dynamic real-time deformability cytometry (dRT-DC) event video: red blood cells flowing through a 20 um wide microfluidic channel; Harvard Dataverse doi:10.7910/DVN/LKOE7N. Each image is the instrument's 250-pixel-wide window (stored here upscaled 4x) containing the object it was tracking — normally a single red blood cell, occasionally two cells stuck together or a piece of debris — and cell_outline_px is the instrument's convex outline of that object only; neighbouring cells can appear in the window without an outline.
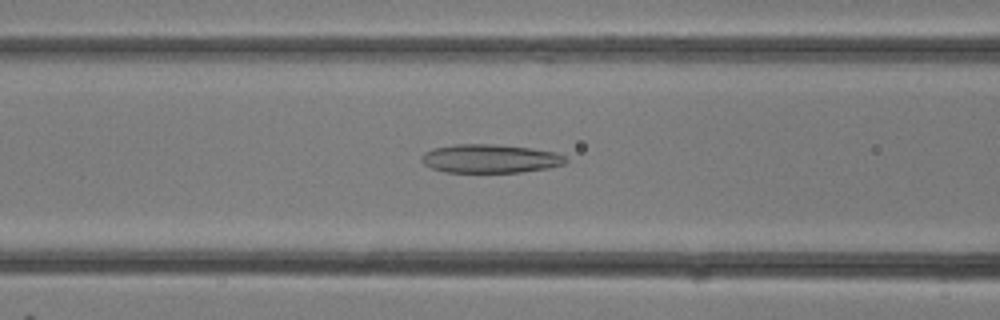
{"species": "common noctule bat (a hibernating species)", "species_latin": "Nyctalus noctula", "temperature_condition": "room temperature", "stored_images_in_passage": 32, "camera_frame_rate_fps": 3000, "um_per_image_px": 0.085, "animal": {"sex": "female"}, "frame": {"image": 1, "passage_image": 13, "time_ms": 4.0, "image_size_px": [1000, 320], "cell_outline_px": [[568, 160], [564, 164], [548, 168], [520, 172], [444, 172], [432, 168], [424, 164], [420, 160], [420, 156], [424, 152], [432, 148], [456, 144], [492, 144], [532, 148], [556, 152], [564, 156]], "centroid_in_image_um": [41.63, 13.48], "position_along_channel_um": 125.0, "area_um2": 24.16}}
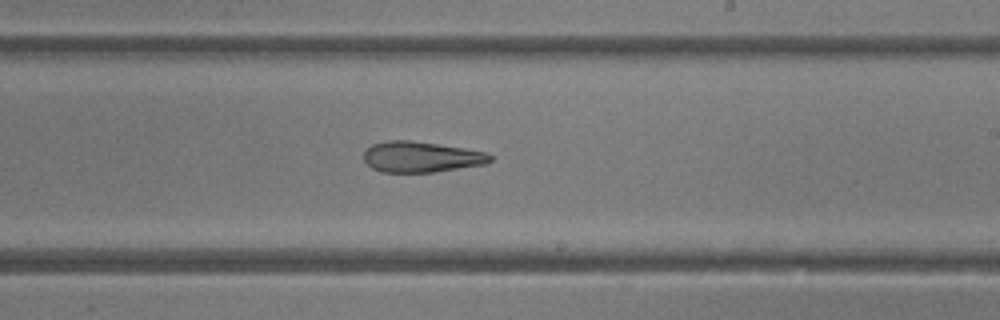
{"frame": {"image": 2, "passage_image": 19, "time_ms": 6.0, "image_size_px": [1000, 320], "cell_outline_px": [[492, 160], [484, 164], [432, 172], [380, 172], [372, 168], [364, 160], [364, 152], [372, 144], [388, 140], [412, 140], [464, 148], [488, 152], [492, 156]], "centroid_in_image_um": [35.79, 13.33], "position_along_channel_um": 253.2, "area_um2": 22.6}}
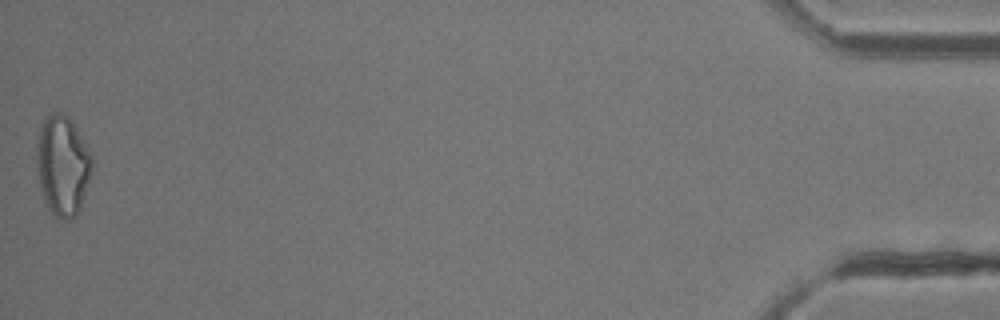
{"frame": {"image": 3, "passage_image": 32, "time_ms": 10.333, "image_size_px": [1000, 320], "cell_outline_px": [[92, 168], [88, 184], [80, 212], [76, 216], [68, 220], [64, 220], [56, 216], [48, 208], [44, 200], [40, 184], [36, 156], [36, 148], [40, 128], [44, 116], [52, 112], [60, 112], [68, 116], [76, 128], [92, 156]], "centroid_in_image_um": [5.33, 14.07], "position_along_channel_um": 429.9, "area_um2": 32.25}}